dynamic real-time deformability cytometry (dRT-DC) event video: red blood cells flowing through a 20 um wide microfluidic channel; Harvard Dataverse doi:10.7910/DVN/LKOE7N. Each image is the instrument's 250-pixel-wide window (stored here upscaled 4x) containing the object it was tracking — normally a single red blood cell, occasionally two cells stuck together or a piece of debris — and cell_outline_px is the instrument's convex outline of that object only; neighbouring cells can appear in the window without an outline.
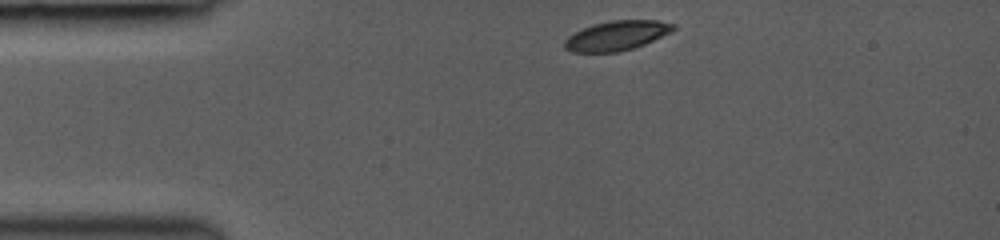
{"species": "common noctule bat (a hibernating species)", "species_latin": "Nyctalus noctula", "temperature_condition": "room temperature", "stored_images_in_passage": 20, "camera_frame_rate_fps": 3000, "um_per_image_px": 0.085, "animal": {"sex": "female", "body_mass_g": 19.0, "forearm_length_mm": 53.3}, "frame": {"image": 1, "passage_image": 1, "time_ms": 0.0, "image_size_px": [1000, 240], "cell_outline_px": [[676, 28], [672, 32], [644, 44], [632, 48], [616, 52], [572, 52], [564, 48], [564, 40], [568, 36], [592, 24], [612, 20], [656, 20], [676, 24]], "centroid_in_image_um": [52.43, 3.02], "position_along_channel_um": 32.6, "area_um2": 18.73}}
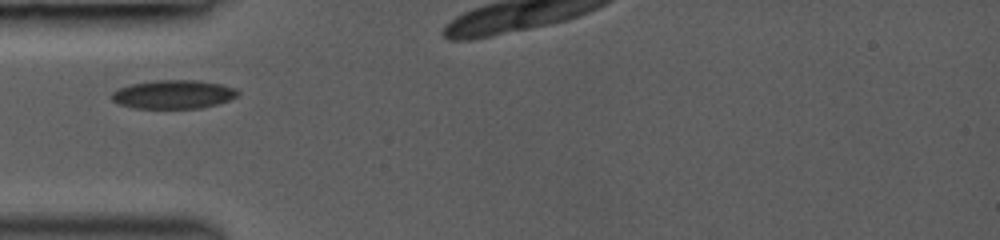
{"frame": {"image": 2, "passage_image": 11, "time_ms": 2.0, "image_size_px": [1000, 240], "cell_outline_px": [[240, 92], [236, 96], [228, 100], [216, 104], [200, 108], [132, 108], [120, 104], [112, 100], [112, 92], [120, 88], [132, 84], [156, 80], [200, 80], [220, 84], [236, 88]], "centroid_in_image_um": [14.75, 8.02], "position_along_channel_um": 70.3, "area_um2": 20.92}}
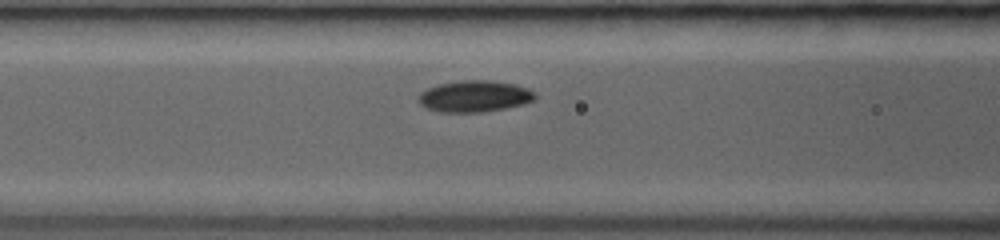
{"frame": {"image": 3, "passage_image": 18, "time_ms": 3.333, "image_size_px": [1000, 240], "cell_outline_px": [[536, 100], [524, 104], [484, 112], [436, 112], [424, 108], [416, 100], [420, 92], [436, 84], [460, 80], [492, 80], [516, 84], [528, 88], [536, 92]], "centroid_in_image_um": [40.32, 8.18], "position_along_channel_um": 126.3, "area_um2": 21.91}}